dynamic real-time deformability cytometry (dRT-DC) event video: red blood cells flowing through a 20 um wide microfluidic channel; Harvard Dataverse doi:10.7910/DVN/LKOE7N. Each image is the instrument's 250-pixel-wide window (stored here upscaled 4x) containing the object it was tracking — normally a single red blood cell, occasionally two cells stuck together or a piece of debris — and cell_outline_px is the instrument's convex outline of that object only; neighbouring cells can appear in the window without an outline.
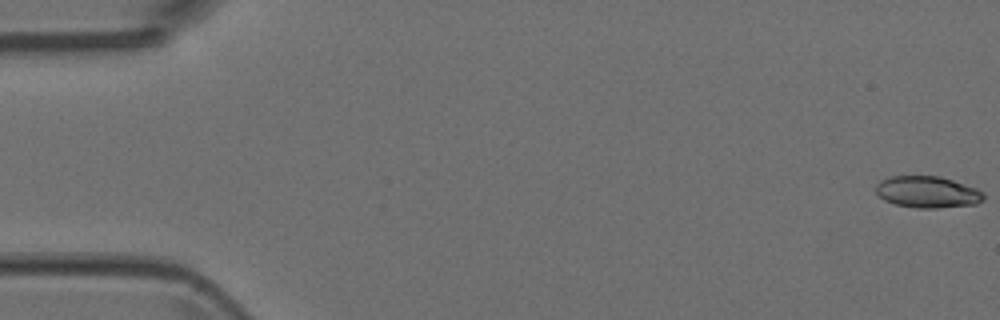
{"species": "Egyptian fruit bat (a non-hibernating species)", "species_latin": "Rousettus aegyptiacus", "temperature_condition": "room temperature", "stored_images_in_passage": 5, "camera_frame_rate_fps": 3000, "um_per_image_px": 0.085, "animal": {"sex": "female"}, "frame": {"image": 1, "passage_image": 1, "time_ms": 0.0, "image_size_px": [1000, 320], "cell_outline_px": [[984, 200], [976, 204], [940, 208], [916, 208], [896, 204], [884, 200], [876, 192], [876, 184], [880, 180], [888, 176], [940, 176], [976, 188], [984, 192]], "centroid_in_image_um": [78.84, 16.32], "position_along_channel_um": 6.2, "area_um2": 19.94}}
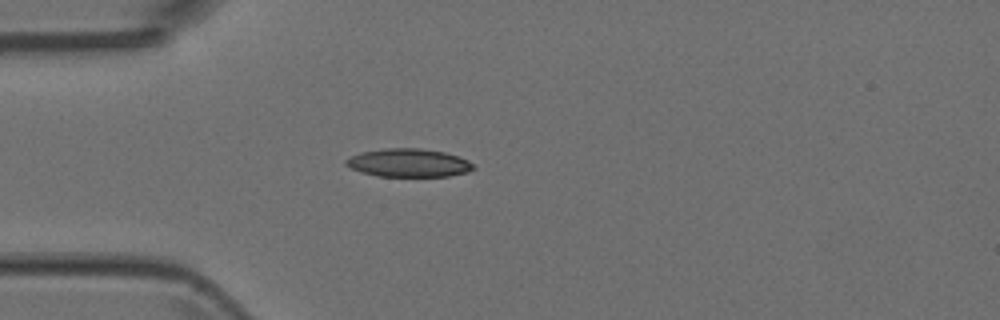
{"frame": {"image": 2, "passage_image": 5, "time_ms": 1.333, "image_size_px": [1000, 320], "cell_outline_px": [[476, 168], [468, 172], [448, 176], [376, 176], [360, 172], [344, 164], [344, 160], [360, 152], [384, 148], [420, 148], [444, 152], [460, 156], [468, 160]], "centroid_in_image_um": [34.73, 13.84], "position_along_channel_um": 50.3, "area_um2": 21.1}}